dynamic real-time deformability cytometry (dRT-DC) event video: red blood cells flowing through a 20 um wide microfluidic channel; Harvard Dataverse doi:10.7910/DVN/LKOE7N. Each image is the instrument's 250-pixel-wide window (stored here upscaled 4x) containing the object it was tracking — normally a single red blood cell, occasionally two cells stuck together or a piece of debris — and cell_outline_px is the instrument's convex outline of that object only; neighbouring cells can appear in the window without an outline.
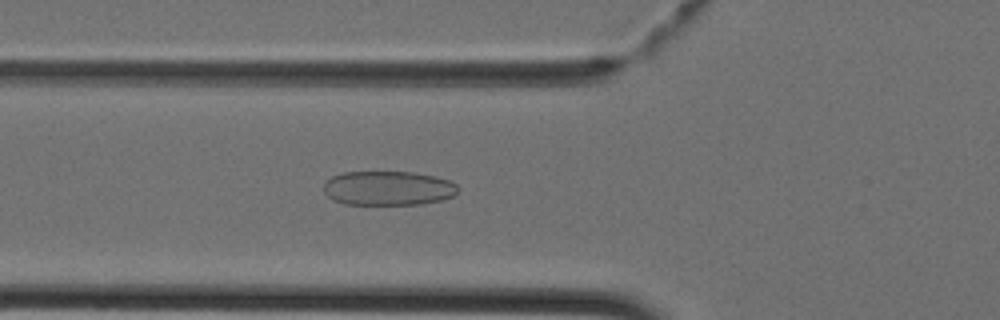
{"species": "Egyptian fruit bat (a non-hibernating species)", "species_latin": "Rousettus aegyptiacus", "temperature_condition": "cold", "stored_images_in_passage": 35, "camera_frame_rate_fps": 3000, "um_per_image_px": 0.085, "animal": {"sex": "female"}, "frame": {"image": 1, "passage_image": 11, "time_ms": 3.333, "image_size_px": [1000, 320], "cell_outline_px": [[460, 188], [452, 196], [440, 200], [420, 204], [344, 204], [332, 200], [324, 192], [324, 184], [332, 176], [344, 172], [416, 172], [448, 180], [456, 184]], "centroid_in_image_um": [32.97, 15.99], "position_along_channel_um": 92.8, "area_um2": 26.76}}
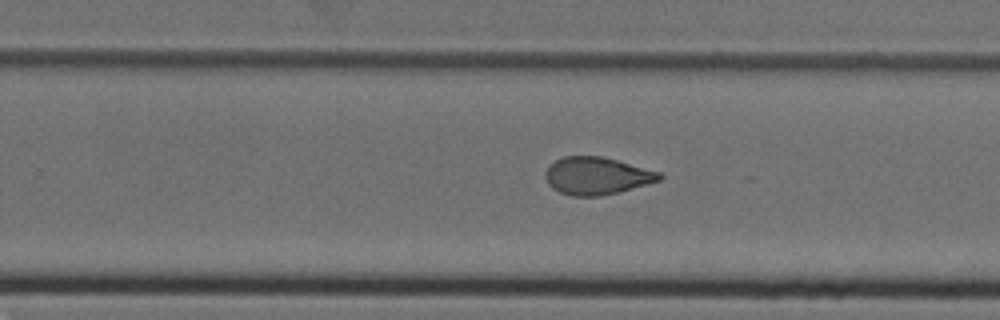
{"frame": {"image": 2, "passage_image": 23, "time_ms": 7.333, "image_size_px": [1000, 320], "cell_outline_px": [[664, 176], [660, 180], [616, 192], [600, 196], [572, 196], [560, 192], [552, 188], [548, 184], [544, 176], [544, 172], [556, 160], [564, 156], [600, 156], [616, 160], [660, 172]], "centroid_in_image_um": [50.69, 14.95], "position_along_channel_um": 279.1, "area_um2": 24.57}}
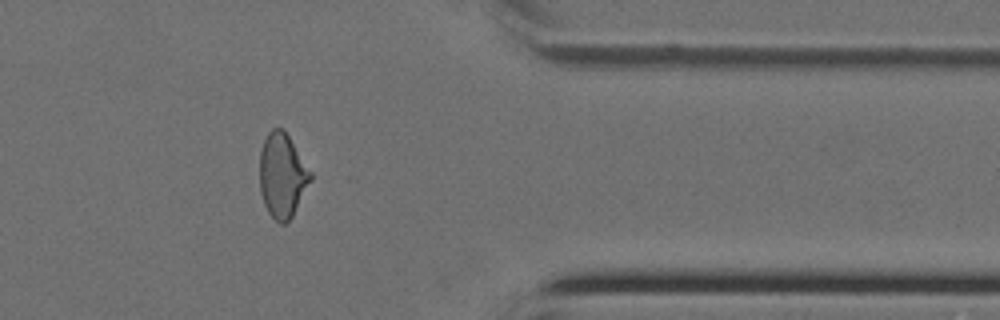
{"frame": {"image": 3, "passage_image": 31, "time_ms": 10.0, "image_size_px": [1000, 320], "cell_outline_px": [[312, 180], [292, 216], [284, 224], [280, 224], [268, 212], [264, 204], [260, 192], [260, 152], [264, 140], [268, 132], [272, 128], [284, 128], [312, 172]], "centroid_in_image_um": [24.0, 14.89], "position_along_channel_um": 387.4, "area_um2": 25.09}}